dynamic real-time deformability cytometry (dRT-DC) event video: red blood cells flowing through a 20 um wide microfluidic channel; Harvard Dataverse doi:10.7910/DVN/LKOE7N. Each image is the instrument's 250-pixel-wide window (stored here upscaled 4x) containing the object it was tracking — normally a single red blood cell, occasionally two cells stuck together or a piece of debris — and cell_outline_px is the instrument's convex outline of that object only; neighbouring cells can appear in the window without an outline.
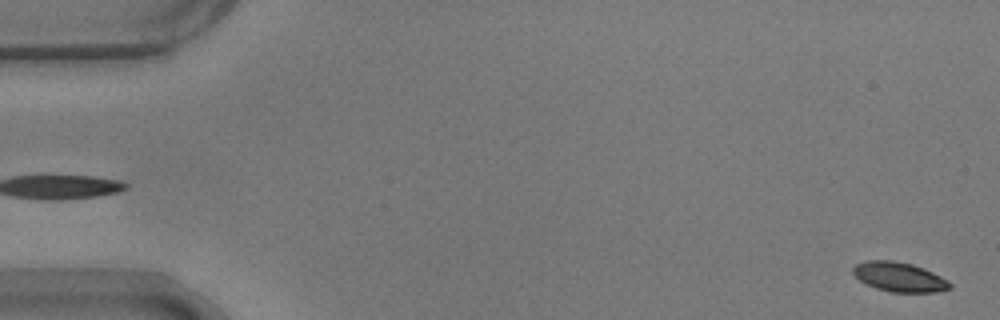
{"species": "common noctule bat (a hibernating species)", "species_latin": "Nyctalus noctula", "temperature_condition": "warm", "stored_images_in_passage": 56, "camera_frame_rate_fps": 3000, "um_per_image_px": 0.085, "animal": {"sex": "male", "body_mass_g": 17.9}, "frame": {"image": 1, "passage_image": 2, "time_ms": 0.333, "image_size_px": [1000, 320], "cell_outline_px": [[952, 288], [936, 292], [892, 292], [876, 288], [860, 280], [852, 272], [852, 268], [856, 264], [868, 260], [892, 260], [912, 264], [924, 268], [948, 280], [952, 284]], "centroid_in_image_um": [76.46, 23.54], "position_along_channel_um": 8.5, "area_um2": 16.59}}
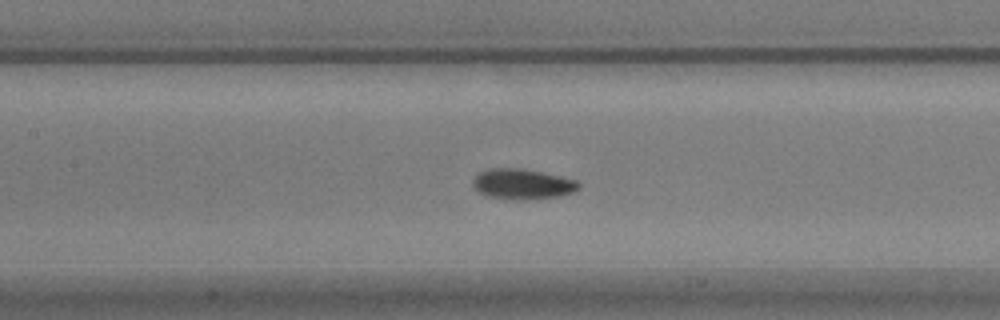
{"frame": {"image": 2, "passage_image": 26, "time_ms": 8.333, "image_size_px": [1000, 320], "cell_outline_px": [[580, 188], [572, 192], [560, 196], [524, 200], [488, 196], [480, 192], [472, 184], [472, 180], [480, 172], [488, 168], [520, 168], [540, 172], [576, 180], [580, 184]], "centroid_in_image_um": [44.41, 15.64], "position_along_channel_um": 163.0, "area_um2": 18.44}}
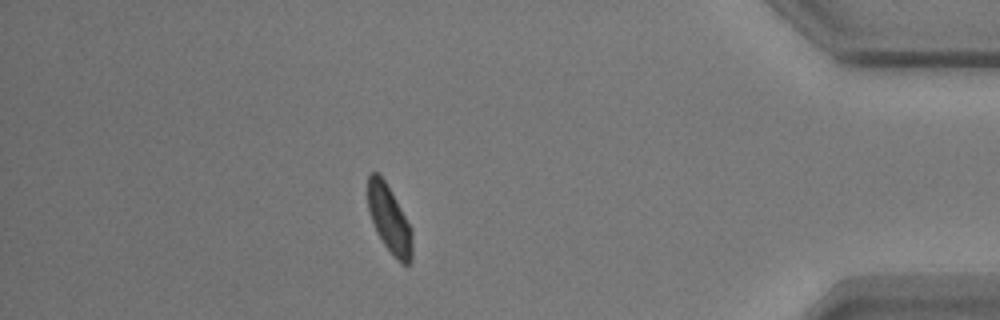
{"frame": {"image": 3, "passage_image": 49, "time_ms": 16.0, "image_size_px": [1000, 320], "cell_outline_px": [[412, 260], [408, 264], [404, 264], [384, 244], [376, 232], [368, 208], [368, 172], [376, 172], [384, 180], [396, 200], [412, 228]], "centroid_in_image_um": [33.09, 18.61], "position_along_channel_um": 402.1, "area_um2": 17.05}, "authors_computed_cell_mechanics": {"area_um2": 17.5134, "velocity_mm_per_s": 3.6641, "shape_relaxation_time_tau1_ms": 2.4616, "shape_relaxation_time_tau2_ms": 1.9748, "deformation_change_tau1": 0.0979, "deformation_change_tau2": 0.0657}}